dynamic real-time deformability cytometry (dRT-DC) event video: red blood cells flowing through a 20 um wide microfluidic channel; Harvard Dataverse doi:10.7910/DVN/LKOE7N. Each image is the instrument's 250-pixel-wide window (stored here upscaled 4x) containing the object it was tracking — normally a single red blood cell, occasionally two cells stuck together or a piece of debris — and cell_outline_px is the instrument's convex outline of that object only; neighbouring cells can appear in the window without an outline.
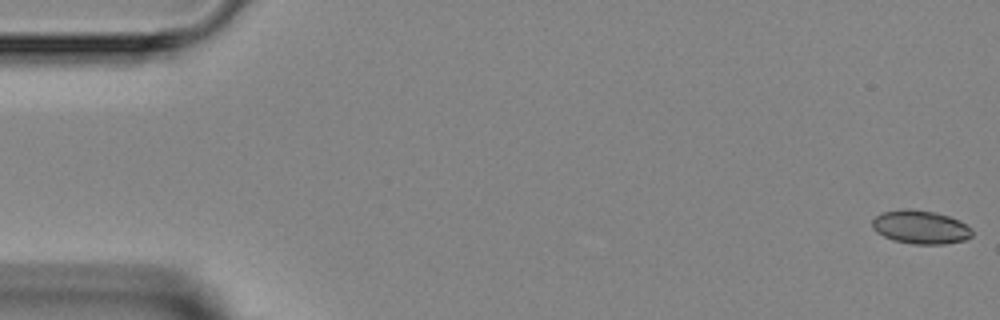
{"species": "Egyptian fruit bat (a non-hibernating species)", "species_latin": "Rousettus aegyptiacus", "temperature_condition": "room temperature", "stored_images_in_passage": 5, "camera_frame_rate_fps": 3000, "um_per_image_px": 0.085, "animal": {"sex": "female"}, "frame": {"image": 1, "passage_image": 1, "time_ms": 0.0, "image_size_px": [1000, 320], "cell_outline_px": [[972, 236], [964, 240], [944, 244], [912, 244], [892, 240], [876, 232], [872, 228], [872, 220], [876, 216], [884, 212], [904, 208], [908, 208], [932, 212], [948, 216], [960, 220], [972, 228]], "centroid_in_image_um": [78.24, 19.31], "position_along_channel_um": 6.8, "area_um2": 19.54}}
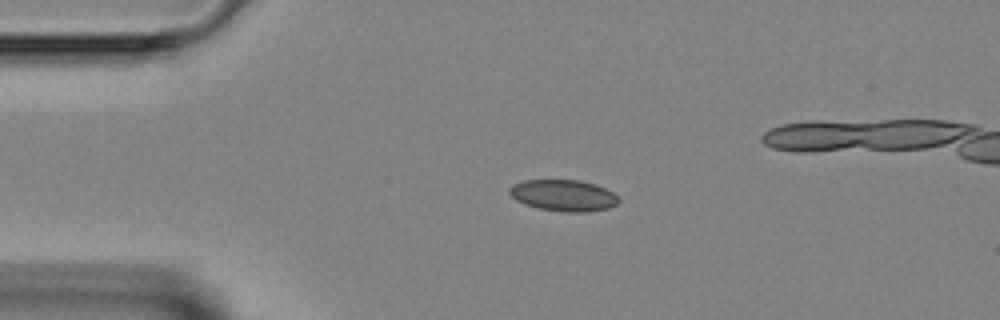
{"frame": {"image": 2, "passage_image": 4, "time_ms": 3.333, "image_size_px": [1000, 320], "cell_outline_px": [[620, 200], [616, 204], [608, 208], [588, 212], [564, 212], [540, 208], [524, 204], [516, 200], [508, 192], [508, 188], [512, 184], [524, 180], [580, 180], [596, 184], [612, 192]], "centroid_in_image_um": [47.87, 16.6], "position_along_channel_um": 37.1, "area_um2": 20.0}}